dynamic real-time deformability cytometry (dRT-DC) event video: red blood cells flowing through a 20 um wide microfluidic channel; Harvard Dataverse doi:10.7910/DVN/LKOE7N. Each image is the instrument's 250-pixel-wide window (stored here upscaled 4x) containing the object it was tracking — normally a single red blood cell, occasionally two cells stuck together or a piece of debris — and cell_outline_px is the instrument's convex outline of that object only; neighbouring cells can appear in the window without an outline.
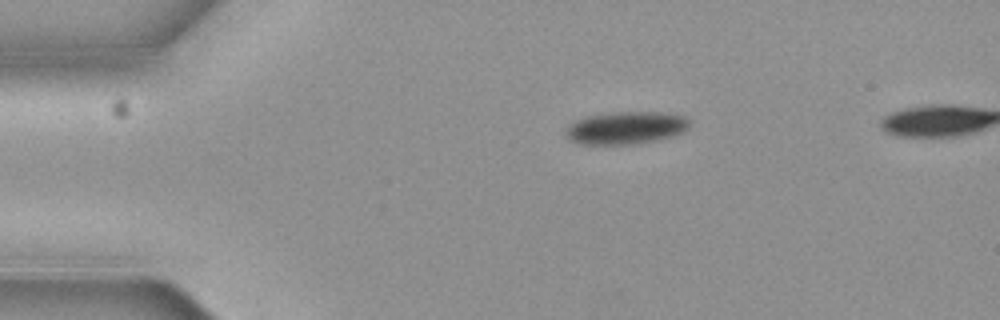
{"species": "common noctule bat (a hibernating species)", "species_latin": "Nyctalus noctula", "temperature_condition": "cold", "stored_images_in_passage": 4, "camera_frame_rate_fps": 3000, "um_per_image_px": 0.085, "animal": {"sex": "female", "body_mass_g": 19.3, "forearm_length_mm": 54.1}, "frame": {"image": 1, "passage_image": 1, "time_ms": 0.0, "image_size_px": [1000, 320], "cell_outline_px": [[688, 124], [680, 132], [668, 136], [628, 144], [580, 144], [568, 140], [568, 128], [576, 120], [588, 116], [612, 112], [660, 112], [684, 116], [688, 120]], "centroid_in_image_um": [53.13, 10.85], "position_along_channel_um": 31.9, "area_um2": 22.54}}
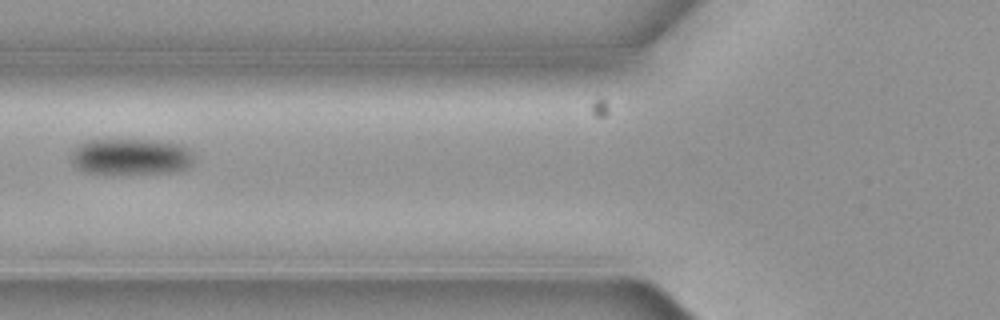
{"frame": {"image": 2, "passage_image": 4, "time_ms": 1.0, "image_size_px": [1000, 320], "cell_outline_px": [[196, 156], [192, 164], [184, 168], [172, 172], [120, 176], [112, 176], [84, 172], [76, 168], [72, 164], [72, 152], [76, 148], [88, 140], [152, 140], [180, 144], [188, 148]], "centroid_in_image_um": [11.13, 13.37], "position_along_channel_um": 114.7, "area_um2": 26.82}}